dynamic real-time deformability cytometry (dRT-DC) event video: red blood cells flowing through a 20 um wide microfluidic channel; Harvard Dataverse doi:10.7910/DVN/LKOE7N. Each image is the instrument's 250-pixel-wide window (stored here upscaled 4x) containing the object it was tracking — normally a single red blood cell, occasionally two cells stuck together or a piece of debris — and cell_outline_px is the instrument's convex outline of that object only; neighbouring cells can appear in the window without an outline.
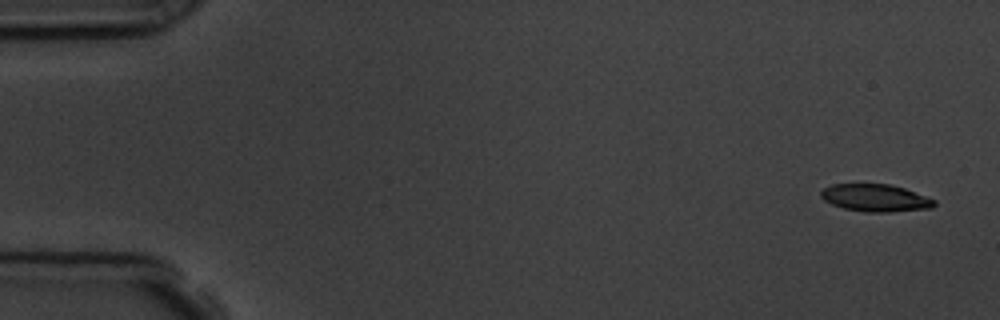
{"species": "common noctule bat (a hibernating species)", "species_latin": "Nyctalus noctula", "temperature_condition": "room temperature", "stored_images_in_passage": 5, "camera_frame_rate_fps": 3000, "um_per_image_px": 0.085, "animal": {"sex": "male", "body_mass_g": 19.5, "forearm_length_mm": 54.6}, "frame": {"image": 1, "passage_image": 1, "time_ms": 0.0, "image_size_px": [1000, 320], "cell_outline_px": [[936, 204], [932, 208], [892, 212], [864, 212], [844, 208], [832, 204], [824, 200], [820, 196], [820, 192], [824, 188], [832, 184], [888, 184], [904, 188], [936, 200]], "centroid_in_image_um": [74.41, 16.83], "position_along_channel_um": 10.6, "area_um2": 18.09}}
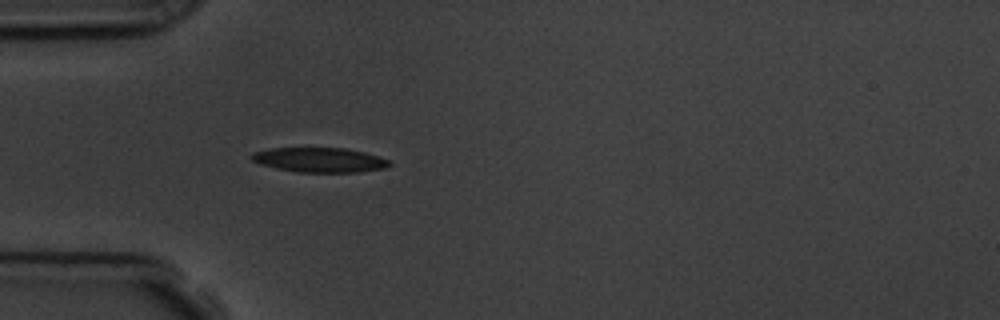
{"frame": {"image": 2, "passage_image": 5, "time_ms": 4.667, "image_size_px": [1000, 320], "cell_outline_px": [[392, 164], [388, 168], [360, 172], [296, 172], [276, 168], [260, 164], [252, 160], [248, 156], [252, 152], [268, 148], [344, 148], [364, 152], [380, 156], [388, 160]], "centroid_in_image_um": [27.16, 13.59], "position_along_channel_um": 57.8, "area_um2": 20.06}}